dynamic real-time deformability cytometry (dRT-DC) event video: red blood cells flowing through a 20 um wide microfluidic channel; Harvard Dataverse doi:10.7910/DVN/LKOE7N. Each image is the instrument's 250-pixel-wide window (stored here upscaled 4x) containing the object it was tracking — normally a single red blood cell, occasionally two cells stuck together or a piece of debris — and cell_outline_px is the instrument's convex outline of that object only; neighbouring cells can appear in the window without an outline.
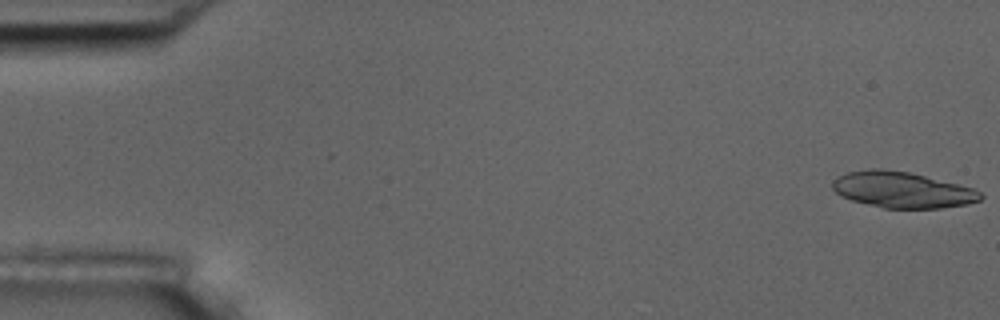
{"species": "common noctule bat (a hibernating species)", "species_latin": "Nyctalus noctula", "temperature_condition": "room temperature", "stored_images_in_passage": 53, "segment_of_instrument_passage": [1, 2], "camera_frame_rate_fps": 3000, "um_per_image_px": 0.085, "animal": {"sex": "male", "body_mass_g": 17.5, "forearm_length_mm": 52.3}, "frame": {"image": 1, "passage_image": 1, "time_ms": 0.0, "image_size_px": [1000, 320], "cell_outline_px": [[984, 196], [980, 200], [968, 204], [940, 208], [884, 208], [852, 200], [840, 196], [832, 188], [832, 180], [836, 176], [848, 172], [872, 168], [880, 168], [908, 172], [960, 184], [972, 188], [980, 192]], "centroid_in_image_um": [76.67, 16.13], "position_along_channel_um": 8.3, "area_um2": 31.1}}